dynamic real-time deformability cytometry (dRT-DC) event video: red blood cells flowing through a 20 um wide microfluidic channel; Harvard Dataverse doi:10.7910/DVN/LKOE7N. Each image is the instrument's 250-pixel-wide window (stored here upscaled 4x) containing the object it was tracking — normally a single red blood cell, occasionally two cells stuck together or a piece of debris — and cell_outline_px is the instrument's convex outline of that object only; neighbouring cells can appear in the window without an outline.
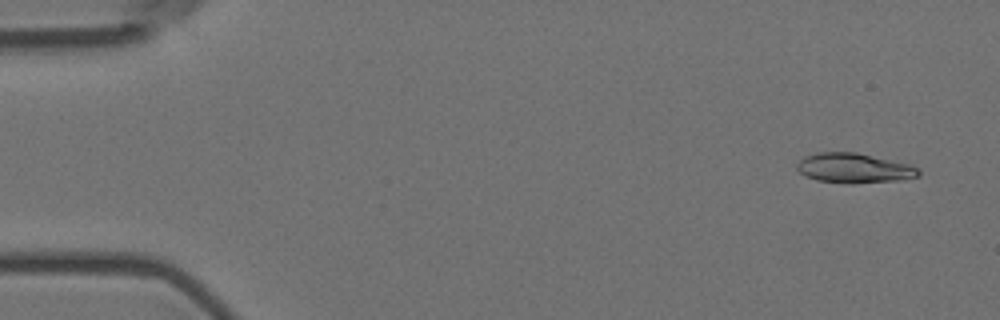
{"species": "Egyptian fruit bat (a non-hibernating species)", "species_latin": "Rousettus aegyptiacus", "temperature_condition": "room temperature", "stored_images_in_passage": 45, "camera_frame_rate_fps": 3000, "um_per_image_px": 0.085, "animal": {"sex": "female"}, "frame": {"image": 1, "passage_image": 3, "time_ms": 0.667, "image_size_px": [1000, 320], "cell_outline_px": [[920, 176], [896, 180], [852, 184], [816, 180], [800, 172], [796, 168], [796, 164], [804, 156], [816, 152], [856, 152], [908, 164], [920, 168]], "centroid_in_image_um": [72.58, 14.28], "position_along_channel_um": 12.4, "area_um2": 21.04}}
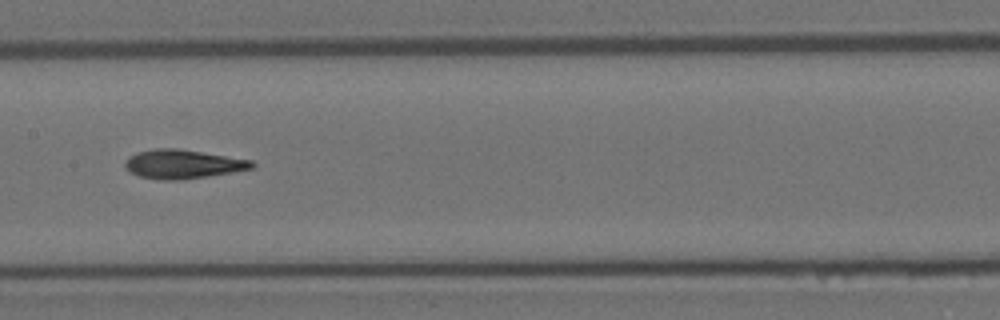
{"frame": {"image": 2, "passage_image": 28, "time_ms": 9.0, "image_size_px": [1000, 320], "cell_outline_px": [[256, 164], [252, 168], [232, 172], [180, 180], [160, 180], [140, 176], [128, 172], [124, 164], [128, 156], [136, 152], [156, 148], [176, 148], [252, 160]], "centroid_in_image_um": [15.49, 13.95], "position_along_channel_um": 191.9, "area_um2": 21.33}}
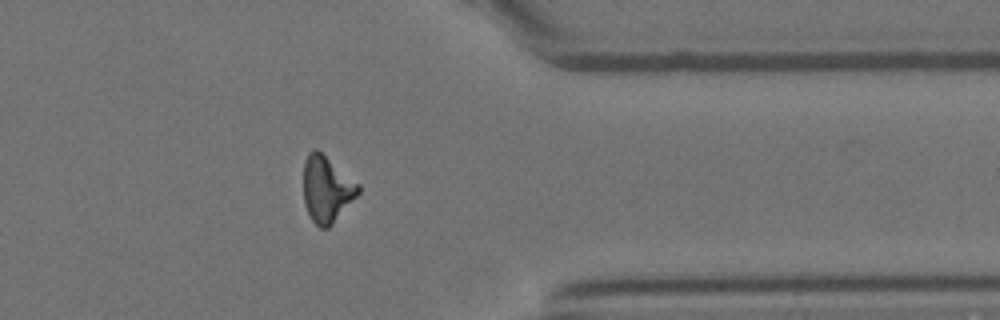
{"frame": {"image": 3, "passage_image": 45, "time_ms": 14.667, "image_size_px": [1000, 320], "cell_outline_px": [[360, 192], [332, 224], [328, 228], [320, 228], [312, 220], [304, 204], [304, 160], [308, 152], [316, 148], [360, 184]], "centroid_in_image_um": [27.77, 16.06], "position_along_channel_um": 383.6, "area_um2": 21.04}, "authors_computed_cell_mechanics": {"area_um2": 21.0392, "velocity_mm_per_s": 3.6135, "shape_relaxation_time_tau1_ms": 8.0407, "shape_relaxation_time_tau2_ms": 3.4701, "deformation_change_tau1": 0.2315, "deformation_change_tau2": 0.1219}}